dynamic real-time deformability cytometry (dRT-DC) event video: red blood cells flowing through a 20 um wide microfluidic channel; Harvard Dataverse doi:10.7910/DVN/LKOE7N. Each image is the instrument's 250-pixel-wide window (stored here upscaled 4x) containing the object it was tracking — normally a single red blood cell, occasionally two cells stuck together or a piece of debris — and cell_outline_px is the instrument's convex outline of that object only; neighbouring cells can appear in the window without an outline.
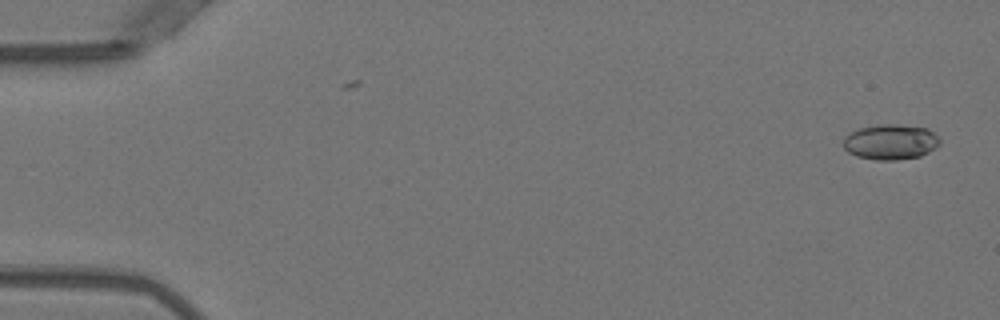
{"species": "Egyptian fruit bat (a non-hibernating species)", "species_latin": "Rousettus aegyptiacus", "temperature_condition": "warm", "stored_images_in_passage": 50, "camera_frame_rate_fps": 3000, "um_per_image_px": 0.085, "animal": {"sex": "female"}, "frame": {"image": 1, "passage_image": 1, "time_ms": 0.0, "image_size_px": [1000, 320], "cell_outline_px": [[940, 144], [936, 148], [920, 156], [896, 160], [876, 160], [856, 156], [848, 152], [844, 148], [844, 136], [860, 128], [876, 124], [896, 124], [928, 128], [940, 140]], "centroid_in_image_um": [75.7, 12.06], "position_along_channel_um": 9.3, "area_um2": 19.88}}
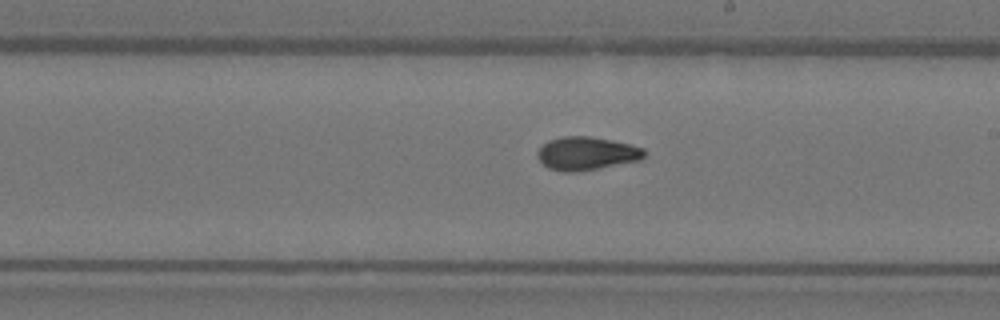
{"frame": {"image": 2, "passage_image": 29, "time_ms": 9.333, "image_size_px": [1000, 320], "cell_outline_px": [[644, 156], [640, 160], [600, 168], [576, 172], [564, 172], [548, 168], [536, 156], [536, 152], [548, 140], [564, 136], [588, 136], [612, 140], [644, 148]], "centroid_in_image_um": [49.83, 13.05], "position_along_channel_um": 239.2, "area_um2": 20.63}}
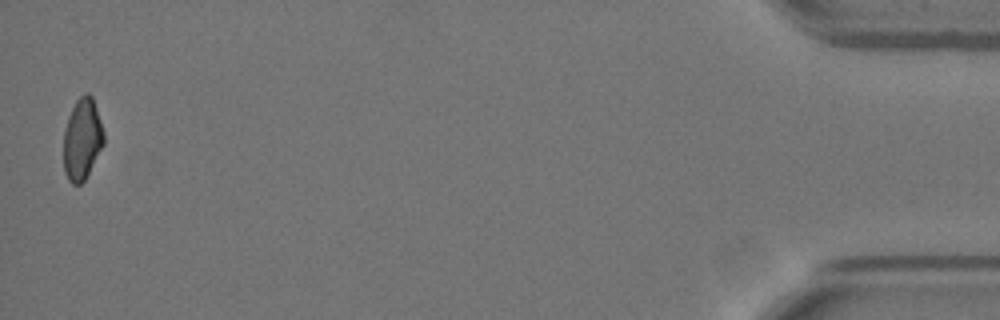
{"frame": {"image": 3, "passage_image": 50, "time_ms": 16.333, "image_size_px": [1000, 320], "cell_outline_px": [[104, 144], [84, 180], [80, 184], [72, 184], [68, 180], [64, 172], [64, 132], [68, 116], [76, 100], [84, 92], [88, 92], [92, 96], [104, 132]], "centroid_in_image_um": [6.98, 11.81], "position_along_channel_um": 428.2, "area_um2": 19.02}, "authors_computed_cell_mechanics": {"area_um2": 19.7676, "velocity_mm_per_s": 3.9951, "shape_relaxation_time_tau1_ms": 7.0457, "shape_relaxation_time_tau2_ms": 2.0396, "deformation_change_tau1": 0.1842, "deformation_change_tau2": 0.071}}